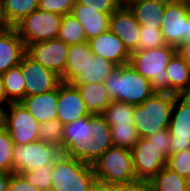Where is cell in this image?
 Listing matches in <instances>:
<instances>
[{"instance_id":"cell-1","label":"cell","mask_w":190,"mask_h":191,"mask_svg":"<svg viewBox=\"0 0 190 191\" xmlns=\"http://www.w3.org/2000/svg\"><path fill=\"white\" fill-rule=\"evenodd\" d=\"M112 146L111 128L102 114H90L63 126L61 150L68 157L92 165Z\"/></svg>"},{"instance_id":"cell-2","label":"cell","mask_w":190,"mask_h":191,"mask_svg":"<svg viewBox=\"0 0 190 191\" xmlns=\"http://www.w3.org/2000/svg\"><path fill=\"white\" fill-rule=\"evenodd\" d=\"M103 83L112 101L132 105H140L156 93L151 82L129 64L117 66Z\"/></svg>"},{"instance_id":"cell-3","label":"cell","mask_w":190,"mask_h":191,"mask_svg":"<svg viewBox=\"0 0 190 191\" xmlns=\"http://www.w3.org/2000/svg\"><path fill=\"white\" fill-rule=\"evenodd\" d=\"M176 52V47L167 44L158 48L134 51L130 55L129 65L151 82L156 93L170 94V84L165 70Z\"/></svg>"},{"instance_id":"cell-4","label":"cell","mask_w":190,"mask_h":191,"mask_svg":"<svg viewBox=\"0 0 190 191\" xmlns=\"http://www.w3.org/2000/svg\"><path fill=\"white\" fill-rule=\"evenodd\" d=\"M176 94L155 93L140 105H133L134 127L140 138L169 128L171 110Z\"/></svg>"},{"instance_id":"cell-5","label":"cell","mask_w":190,"mask_h":191,"mask_svg":"<svg viewBox=\"0 0 190 191\" xmlns=\"http://www.w3.org/2000/svg\"><path fill=\"white\" fill-rule=\"evenodd\" d=\"M96 180L108 184H129L138 181L134 172L131 150L112 146L93 164Z\"/></svg>"},{"instance_id":"cell-6","label":"cell","mask_w":190,"mask_h":191,"mask_svg":"<svg viewBox=\"0 0 190 191\" xmlns=\"http://www.w3.org/2000/svg\"><path fill=\"white\" fill-rule=\"evenodd\" d=\"M96 180L92 165L62 154L52 170L53 191H88Z\"/></svg>"},{"instance_id":"cell-7","label":"cell","mask_w":190,"mask_h":191,"mask_svg":"<svg viewBox=\"0 0 190 191\" xmlns=\"http://www.w3.org/2000/svg\"><path fill=\"white\" fill-rule=\"evenodd\" d=\"M62 15L39 9L24 17L14 28L27 47L30 44L58 38Z\"/></svg>"},{"instance_id":"cell-8","label":"cell","mask_w":190,"mask_h":191,"mask_svg":"<svg viewBox=\"0 0 190 191\" xmlns=\"http://www.w3.org/2000/svg\"><path fill=\"white\" fill-rule=\"evenodd\" d=\"M62 154L59 146L41 141L15 145L13 149V173L21 175L38 167L55 163Z\"/></svg>"},{"instance_id":"cell-9","label":"cell","mask_w":190,"mask_h":191,"mask_svg":"<svg viewBox=\"0 0 190 191\" xmlns=\"http://www.w3.org/2000/svg\"><path fill=\"white\" fill-rule=\"evenodd\" d=\"M4 126L15 145L39 141V122L21 102H11L3 109Z\"/></svg>"},{"instance_id":"cell-10","label":"cell","mask_w":190,"mask_h":191,"mask_svg":"<svg viewBox=\"0 0 190 191\" xmlns=\"http://www.w3.org/2000/svg\"><path fill=\"white\" fill-rule=\"evenodd\" d=\"M163 16L161 32L167 45L178 48L190 40V9L184 0L168 1Z\"/></svg>"},{"instance_id":"cell-11","label":"cell","mask_w":190,"mask_h":191,"mask_svg":"<svg viewBox=\"0 0 190 191\" xmlns=\"http://www.w3.org/2000/svg\"><path fill=\"white\" fill-rule=\"evenodd\" d=\"M69 48L68 44L56 38L28 45L26 54L61 78L67 64Z\"/></svg>"},{"instance_id":"cell-12","label":"cell","mask_w":190,"mask_h":191,"mask_svg":"<svg viewBox=\"0 0 190 191\" xmlns=\"http://www.w3.org/2000/svg\"><path fill=\"white\" fill-rule=\"evenodd\" d=\"M132 162L138 181L149 182L165 166L166 158L148 139L140 138L131 149Z\"/></svg>"},{"instance_id":"cell-13","label":"cell","mask_w":190,"mask_h":191,"mask_svg":"<svg viewBox=\"0 0 190 191\" xmlns=\"http://www.w3.org/2000/svg\"><path fill=\"white\" fill-rule=\"evenodd\" d=\"M171 153L190 149V94L177 95L169 123Z\"/></svg>"},{"instance_id":"cell-14","label":"cell","mask_w":190,"mask_h":191,"mask_svg":"<svg viewBox=\"0 0 190 191\" xmlns=\"http://www.w3.org/2000/svg\"><path fill=\"white\" fill-rule=\"evenodd\" d=\"M25 78V97L50 92L61 83L53 71L25 54L19 64Z\"/></svg>"},{"instance_id":"cell-15","label":"cell","mask_w":190,"mask_h":191,"mask_svg":"<svg viewBox=\"0 0 190 191\" xmlns=\"http://www.w3.org/2000/svg\"><path fill=\"white\" fill-rule=\"evenodd\" d=\"M90 115L77 87L72 83L58 85L57 120L63 124Z\"/></svg>"},{"instance_id":"cell-16","label":"cell","mask_w":190,"mask_h":191,"mask_svg":"<svg viewBox=\"0 0 190 191\" xmlns=\"http://www.w3.org/2000/svg\"><path fill=\"white\" fill-rule=\"evenodd\" d=\"M109 30L120 38L130 53L138 50L140 24L128 7L120 6L114 11Z\"/></svg>"},{"instance_id":"cell-17","label":"cell","mask_w":190,"mask_h":191,"mask_svg":"<svg viewBox=\"0 0 190 191\" xmlns=\"http://www.w3.org/2000/svg\"><path fill=\"white\" fill-rule=\"evenodd\" d=\"M94 55L109 60L116 66L129 64L131 53L120 38L110 30L88 40Z\"/></svg>"},{"instance_id":"cell-18","label":"cell","mask_w":190,"mask_h":191,"mask_svg":"<svg viewBox=\"0 0 190 191\" xmlns=\"http://www.w3.org/2000/svg\"><path fill=\"white\" fill-rule=\"evenodd\" d=\"M26 47L14 27L0 33V75L20 64Z\"/></svg>"},{"instance_id":"cell-19","label":"cell","mask_w":190,"mask_h":191,"mask_svg":"<svg viewBox=\"0 0 190 191\" xmlns=\"http://www.w3.org/2000/svg\"><path fill=\"white\" fill-rule=\"evenodd\" d=\"M71 15L75 17L83 27L87 41L109 30L110 16L112 14L101 13L93 8H85L75 2Z\"/></svg>"},{"instance_id":"cell-20","label":"cell","mask_w":190,"mask_h":191,"mask_svg":"<svg viewBox=\"0 0 190 191\" xmlns=\"http://www.w3.org/2000/svg\"><path fill=\"white\" fill-rule=\"evenodd\" d=\"M58 87L50 92L25 97L21 103L39 123L57 118Z\"/></svg>"},{"instance_id":"cell-21","label":"cell","mask_w":190,"mask_h":191,"mask_svg":"<svg viewBox=\"0 0 190 191\" xmlns=\"http://www.w3.org/2000/svg\"><path fill=\"white\" fill-rule=\"evenodd\" d=\"M94 54L91 52L89 42L70 45L67 64L61 82L73 83L92 61Z\"/></svg>"},{"instance_id":"cell-22","label":"cell","mask_w":190,"mask_h":191,"mask_svg":"<svg viewBox=\"0 0 190 191\" xmlns=\"http://www.w3.org/2000/svg\"><path fill=\"white\" fill-rule=\"evenodd\" d=\"M167 1L146 0L128 6L136 21L143 27L161 29Z\"/></svg>"},{"instance_id":"cell-23","label":"cell","mask_w":190,"mask_h":191,"mask_svg":"<svg viewBox=\"0 0 190 191\" xmlns=\"http://www.w3.org/2000/svg\"><path fill=\"white\" fill-rule=\"evenodd\" d=\"M165 71L170 84V94H190V65L177 52L170 59Z\"/></svg>"},{"instance_id":"cell-24","label":"cell","mask_w":190,"mask_h":191,"mask_svg":"<svg viewBox=\"0 0 190 191\" xmlns=\"http://www.w3.org/2000/svg\"><path fill=\"white\" fill-rule=\"evenodd\" d=\"M79 90L89 114H103L112 102L103 82L73 84Z\"/></svg>"},{"instance_id":"cell-25","label":"cell","mask_w":190,"mask_h":191,"mask_svg":"<svg viewBox=\"0 0 190 191\" xmlns=\"http://www.w3.org/2000/svg\"><path fill=\"white\" fill-rule=\"evenodd\" d=\"M1 13L8 27H14L24 17L38 9L39 0H0Z\"/></svg>"},{"instance_id":"cell-26","label":"cell","mask_w":190,"mask_h":191,"mask_svg":"<svg viewBox=\"0 0 190 191\" xmlns=\"http://www.w3.org/2000/svg\"><path fill=\"white\" fill-rule=\"evenodd\" d=\"M116 67L117 66L109 60L94 55L92 61H89L84 73H82L72 84L104 82Z\"/></svg>"},{"instance_id":"cell-27","label":"cell","mask_w":190,"mask_h":191,"mask_svg":"<svg viewBox=\"0 0 190 191\" xmlns=\"http://www.w3.org/2000/svg\"><path fill=\"white\" fill-rule=\"evenodd\" d=\"M6 92V106L11 102H21L25 98V78L19 65L1 75Z\"/></svg>"},{"instance_id":"cell-28","label":"cell","mask_w":190,"mask_h":191,"mask_svg":"<svg viewBox=\"0 0 190 191\" xmlns=\"http://www.w3.org/2000/svg\"><path fill=\"white\" fill-rule=\"evenodd\" d=\"M151 191H188L185 177L166 166L150 181Z\"/></svg>"},{"instance_id":"cell-29","label":"cell","mask_w":190,"mask_h":191,"mask_svg":"<svg viewBox=\"0 0 190 191\" xmlns=\"http://www.w3.org/2000/svg\"><path fill=\"white\" fill-rule=\"evenodd\" d=\"M102 115L110 127L134 126L132 104L112 101Z\"/></svg>"},{"instance_id":"cell-30","label":"cell","mask_w":190,"mask_h":191,"mask_svg":"<svg viewBox=\"0 0 190 191\" xmlns=\"http://www.w3.org/2000/svg\"><path fill=\"white\" fill-rule=\"evenodd\" d=\"M58 39L69 46L87 41L83 27L71 14L63 15Z\"/></svg>"},{"instance_id":"cell-31","label":"cell","mask_w":190,"mask_h":191,"mask_svg":"<svg viewBox=\"0 0 190 191\" xmlns=\"http://www.w3.org/2000/svg\"><path fill=\"white\" fill-rule=\"evenodd\" d=\"M54 163L38 167L32 171L24 172L21 175L34 187L41 191L52 190V170Z\"/></svg>"},{"instance_id":"cell-32","label":"cell","mask_w":190,"mask_h":191,"mask_svg":"<svg viewBox=\"0 0 190 191\" xmlns=\"http://www.w3.org/2000/svg\"><path fill=\"white\" fill-rule=\"evenodd\" d=\"M113 146L131 150L140 139L134 126L110 127Z\"/></svg>"},{"instance_id":"cell-33","label":"cell","mask_w":190,"mask_h":191,"mask_svg":"<svg viewBox=\"0 0 190 191\" xmlns=\"http://www.w3.org/2000/svg\"><path fill=\"white\" fill-rule=\"evenodd\" d=\"M63 126L64 124L57 119L39 123V141L56 145L61 148Z\"/></svg>"},{"instance_id":"cell-34","label":"cell","mask_w":190,"mask_h":191,"mask_svg":"<svg viewBox=\"0 0 190 191\" xmlns=\"http://www.w3.org/2000/svg\"><path fill=\"white\" fill-rule=\"evenodd\" d=\"M15 144L7 128H0V170L13 173V149Z\"/></svg>"},{"instance_id":"cell-35","label":"cell","mask_w":190,"mask_h":191,"mask_svg":"<svg viewBox=\"0 0 190 191\" xmlns=\"http://www.w3.org/2000/svg\"><path fill=\"white\" fill-rule=\"evenodd\" d=\"M165 45L166 43L164 41L161 29L140 26V38L138 50L136 51L158 48Z\"/></svg>"},{"instance_id":"cell-36","label":"cell","mask_w":190,"mask_h":191,"mask_svg":"<svg viewBox=\"0 0 190 191\" xmlns=\"http://www.w3.org/2000/svg\"><path fill=\"white\" fill-rule=\"evenodd\" d=\"M166 167L183 177L187 176L190 173V149L171 153L166 160Z\"/></svg>"},{"instance_id":"cell-37","label":"cell","mask_w":190,"mask_h":191,"mask_svg":"<svg viewBox=\"0 0 190 191\" xmlns=\"http://www.w3.org/2000/svg\"><path fill=\"white\" fill-rule=\"evenodd\" d=\"M76 0H39L38 9L59 15L71 14Z\"/></svg>"},{"instance_id":"cell-38","label":"cell","mask_w":190,"mask_h":191,"mask_svg":"<svg viewBox=\"0 0 190 191\" xmlns=\"http://www.w3.org/2000/svg\"><path fill=\"white\" fill-rule=\"evenodd\" d=\"M167 159L171 155V133L169 128L158 130L146 137Z\"/></svg>"},{"instance_id":"cell-39","label":"cell","mask_w":190,"mask_h":191,"mask_svg":"<svg viewBox=\"0 0 190 191\" xmlns=\"http://www.w3.org/2000/svg\"><path fill=\"white\" fill-rule=\"evenodd\" d=\"M85 5V8H93L101 13L113 14L121 6L120 0H76Z\"/></svg>"},{"instance_id":"cell-40","label":"cell","mask_w":190,"mask_h":191,"mask_svg":"<svg viewBox=\"0 0 190 191\" xmlns=\"http://www.w3.org/2000/svg\"><path fill=\"white\" fill-rule=\"evenodd\" d=\"M7 191H41L30 184L22 175L12 173L8 181Z\"/></svg>"},{"instance_id":"cell-41","label":"cell","mask_w":190,"mask_h":191,"mask_svg":"<svg viewBox=\"0 0 190 191\" xmlns=\"http://www.w3.org/2000/svg\"><path fill=\"white\" fill-rule=\"evenodd\" d=\"M109 191H151L147 181H136L129 184H109Z\"/></svg>"},{"instance_id":"cell-42","label":"cell","mask_w":190,"mask_h":191,"mask_svg":"<svg viewBox=\"0 0 190 191\" xmlns=\"http://www.w3.org/2000/svg\"><path fill=\"white\" fill-rule=\"evenodd\" d=\"M177 53L190 65V40L184 41L178 48Z\"/></svg>"},{"instance_id":"cell-43","label":"cell","mask_w":190,"mask_h":191,"mask_svg":"<svg viewBox=\"0 0 190 191\" xmlns=\"http://www.w3.org/2000/svg\"><path fill=\"white\" fill-rule=\"evenodd\" d=\"M88 191H109V184L95 180L89 187Z\"/></svg>"},{"instance_id":"cell-44","label":"cell","mask_w":190,"mask_h":191,"mask_svg":"<svg viewBox=\"0 0 190 191\" xmlns=\"http://www.w3.org/2000/svg\"><path fill=\"white\" fill-rule=\"evenodd\" d=\"M12 173L0 170V191H7L8 181Z\"/></svg>"},{"instance_id":"cell-45","label":"cell","mask_w":190,"mask_h":191,"mask_svg":"<svg viewBox=\"0 0 190 191\" xmlns=\"http://www.w3.org/2000/svg\"><path fill=\"white\" fill-rule=\"evenodd\" d=\"M6 107V92L4 88L3 78L0 75V108L3 110Z\"/></svg>"},{"instance_id":"cell-46","label":"cell","mask_w":190,"mask_h":191,"mask_svg":"<svg viewBox=\"0 0 190 191\" xmlns=\"http://www.w3.org/2000/svg\"><path fill=\"white\" fill-rule=\"evenodd\" d=\"M140 1H146V0H120L121 6L123 7H128L129 5L140 2ZM164 1L168 2V1H174V0H164Z\"/></svg>"},{"instance_id":"cell-47","label":"cell","mask_w":190,"mask_h":191,"mask_svg":"<svg viewBox=\"0 0 190 191\" xmlns=\"http://www.w3.org/2000/svg\"><path fill=\"white\" fill-rule=\"evenodd\" d=\"M8 26L3 20L2 13H1V2H0V33L4 31Z\"/></svg>"},{"instance_id":"cell-48","label":"cell","mask_w":190,"mask_h":191,"mask_svg":"<svg viewBox=\"0 0 190 191\" xmlns=\"http://www.w3.org/2000/svg\"><path fill=\"white\" fill-rule=\"evenodd\" d=\"M185 181H186L187 190L190 191V173L187 176H185Z\"/></svg>"},{"instance_id":"cell-49","label":"cell","mask_w":190,"mask_h":191,"mask_svg":"<svg viewBox=\"0 0 190 191\" xmlns=\"http://www.w3.org/2000/svg\"><path fill=\"white\" fill-rule=\"evenodd\" d=\"M4 126V115L3 110L0 112V128Z\"/></svg>"},{"instance_id":"cell-50","label":"cell","mask_w":190,"mask_h":191,"mask_svg":"<svg viewBox=\"0 0 190 191\" xmlns=\"http://www.w3.org/2000/svg\"><path fill=\"white\" fill-rule=\"evenodd\" d=\"M188 8L190 9V0H184Z\"/></svg>"}]
</instances>
